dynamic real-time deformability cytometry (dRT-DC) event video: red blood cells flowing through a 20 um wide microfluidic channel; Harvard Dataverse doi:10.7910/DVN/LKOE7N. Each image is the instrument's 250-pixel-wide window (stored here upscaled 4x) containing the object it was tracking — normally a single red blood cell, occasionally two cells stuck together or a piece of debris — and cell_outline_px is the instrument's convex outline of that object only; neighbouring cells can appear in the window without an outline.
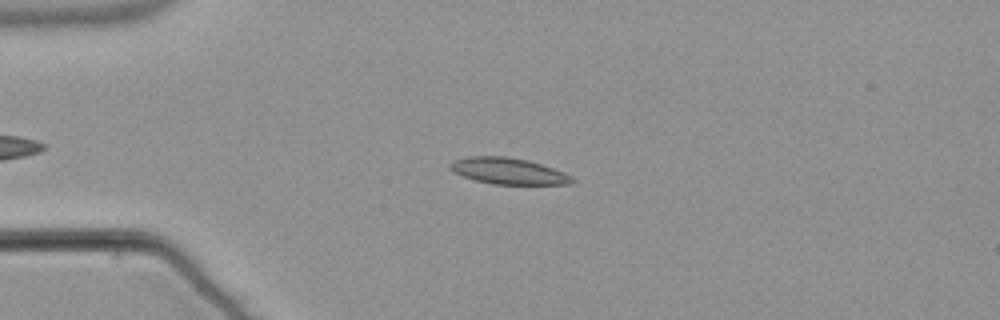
{"species": "common noctule bat (a hibernating species)", "species_latin": "Nyctalus noctula", "temperature_condition": "warm", "stored_images_in_passage": 11, "camera_frame_rate_fps": 3000, "um_per_image_px": 0.085, "animal": {"sex": "male", "body_mass_g": 21.5, "forearm_length_mm": 52.0}, "frame": {"image": 1, "passage_image": 2, "time_ms": 0.333, "image_size_px": [1000, 320], "cell_outline_px": [[576, 180], [572, 184], [492, 184], [476, 180], [452, 172], [448, 168], [448, 164], [452, 160], [468, 156], [504, 156], [528, 160], [564, 172], [572, 176]], "centroid_in_image_um": [43.17, 14.53], "position_along_channel_um": 41.8, "area_um2": 18.79}}
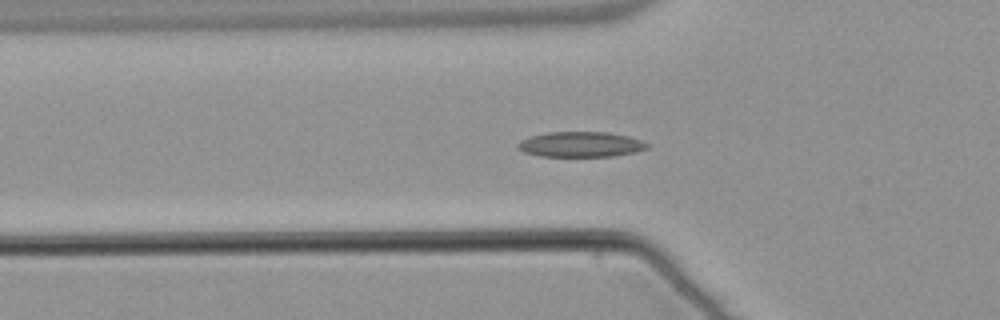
{"frame": {"image": 2, "passage_image": 7, "time_ms": 2.0, "image_size_px": [1000, 320], "cell_outline_px": [[652, 144], [648, 148], [636, 152], [612, 156], [540, 156], [524, 152], [516, 148], [516, 144], [520, 140], [532, 136], [548, 132], [608, 132], [628, 136]], "centroid_in_image_um": [49.37, 12.27], "position_along_channel_um": 76.4, "area_um2": 19.13}}
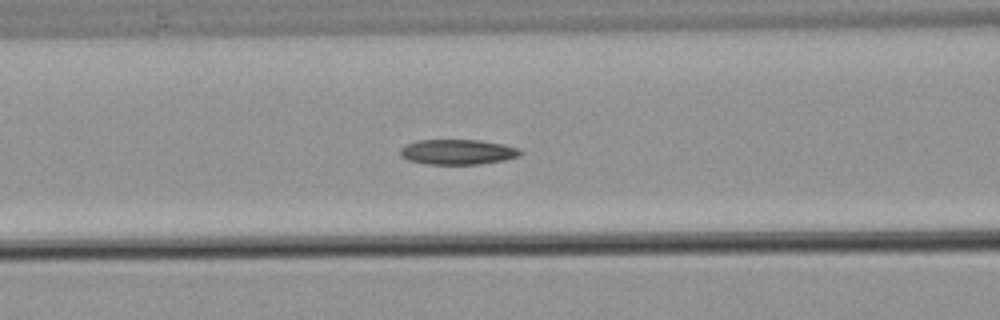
{"frame": {"image": 3, "passage_image": 11, "time_ms": 3.333, "image_size_px": [1000, 320], "cell_outline_px": [[524, 152], [520, 156], [504, 160], [480, 164], [424, 164], [408, 160], [400, 156], [400, 148], [416, 140], [480, 140], [504, 144], [520, 148]], "centroid_in_image_um": [38.93, 12.91], "position_along_channel_um": 127.7, "area_um2": 17.8}}